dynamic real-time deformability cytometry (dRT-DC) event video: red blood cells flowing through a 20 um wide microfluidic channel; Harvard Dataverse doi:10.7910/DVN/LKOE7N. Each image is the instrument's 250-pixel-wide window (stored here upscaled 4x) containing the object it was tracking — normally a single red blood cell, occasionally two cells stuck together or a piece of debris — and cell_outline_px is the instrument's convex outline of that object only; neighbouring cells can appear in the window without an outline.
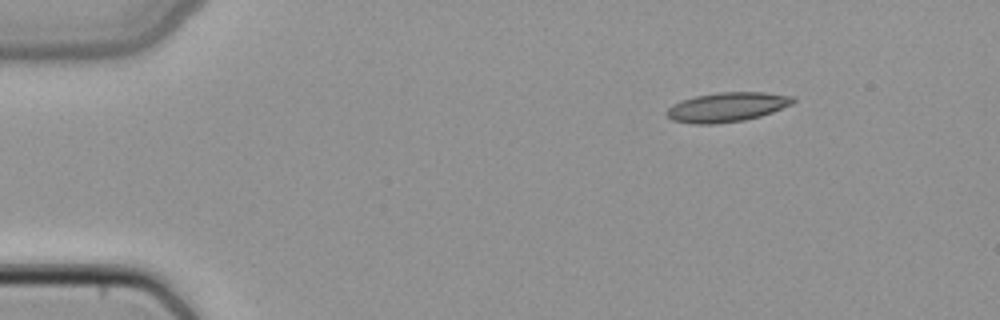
{"species": "common noctule bat (a hibernating species)", "species_latin": "Nyctalus noctula", "temperature_condition": "cold", "stored_images_in_passage": 3, "camera_frame_rate_fps": 3000, "um_per_image_px": 0.085, "animal": {"sex": "female", "body_mass_g": 22.7, "forearm_length_mm": 54.2}, "frame": {"image": 1, "passage_image": 1, "time_ms": 0.0, "image_size_px": [1000, 320], "cell_outline_px": [[796, 100], [792, 104], [772, 112], [760, 116], [744, 120], [716, 124], [692, 124], [672, 120], [664, 112], [672, 104], [680, 100], [696, 96], [720, 92], [764, 92], [792, 96]], "centroid_in_image_um": [61.76, 9.1], "position_along_channel_um": 23.2, "area_um2": 21.73}}
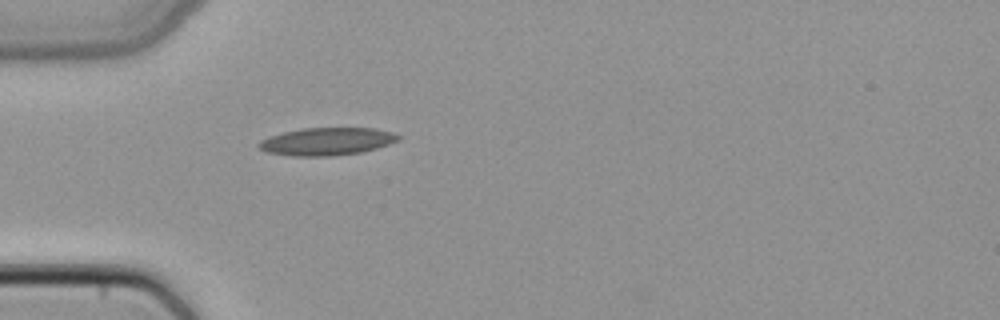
{"frame": {"image": 2, "passage_image": 3, "time_ms": 0.667, "image_size_px": [1000, 320], "cell_outline_px": [[400, 140], [376, 148], [360, 152], [328, 156], [292, 156], [268, 152], [260, 148], [256, 144], [260, 140], [284, 132], [300, 128], [376, 128], [392, 132], [400, 136]], "centroid_in_image_um": [27.79, 12.01], "position_along_channel_um": 57.2, "area_um2": 22.31}}